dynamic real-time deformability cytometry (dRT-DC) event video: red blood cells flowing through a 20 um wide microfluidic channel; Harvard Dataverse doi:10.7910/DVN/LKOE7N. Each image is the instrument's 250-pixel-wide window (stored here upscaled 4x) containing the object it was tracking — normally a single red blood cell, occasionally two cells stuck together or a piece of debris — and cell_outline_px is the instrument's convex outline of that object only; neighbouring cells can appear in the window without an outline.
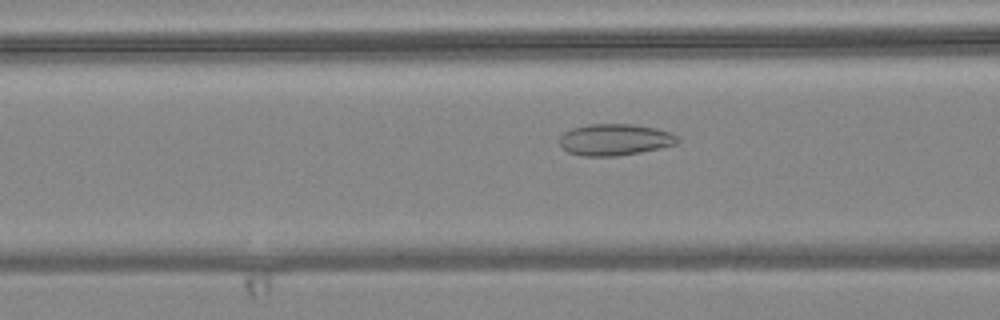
{"species": "common noctule bat (a hibernating species)", "species_latin": "Nyctalus noctula", "temperature_condition": "warm", "stored_images_in_passage": 56, "camera_frame_rate_fps": 3000, "um_per_image_px": 0.085, "animal": {"sex": "female", "body_mass_g": 24.6, "forearm_length_mm": 56.2}, "frame": {"image": 1, "passage_image": 22, "time_ms": 7.0, "image_size_px": [1000, 320], "cell_outline_px": [[680, 140], [676, 144], [660, 148], [640, 152], [616, 156], [584, 156], [568, 152], [560, 144], [560, 136], [564, 132], [572, 128], [588, 124], [632, 124], [656, 128], [672, 132], [680, 136]], "centroid_in_image_um": [52.3, 11.86], "position_along_channel_um": 114.3, "area_um2": 21.79}}
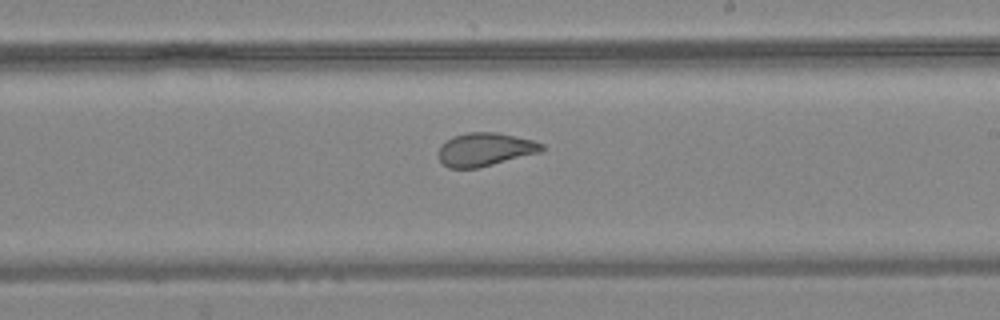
{"frame": {"image": 2, "passage_image": 33, "time_ms": 10.667, "image_size_px": [1000, 320], "cell_outline_px": [[544, 148], [540, 152], [476, 168], [448, 168], [436, 156], [436, 152], [440, 144], [452, 136], [468, 132], [496, 132], [516, 136], [532, 140], [544, 144]], "centroid_in_image_um": [41.16, 12.69], "position_along_channel_um": 247.8, "area_um2": 20.11}}
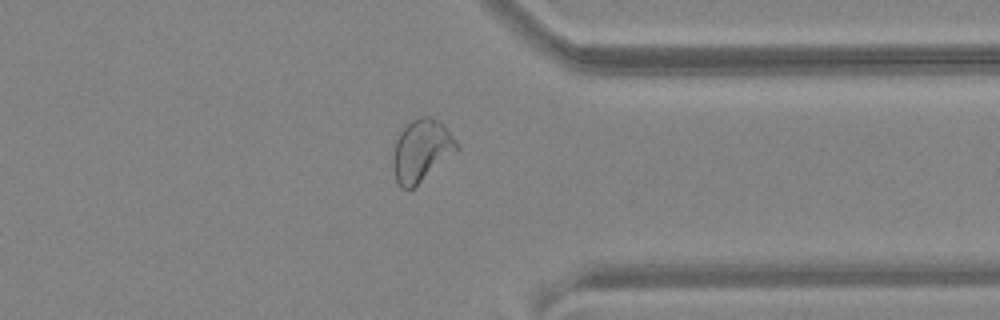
{"frame": {"image": 3, "passage_image": 44, "time_ms": 14.333, "image_size_px": [1000, 320], "cell_outline_px": [[460, 148], [412, 188], [400, 188], [396, 180], [392, 168], [392, 156], [396, 140], [400, 128], [408, 120], [420, 116], [432, 116], [440, 120], [444, 124]], "centroid_in_image_um": [35.77, 12.73], "position_along_channel_um": 375.6, "area_um2": 23.24}, "authors_computed_cell_mechanics": {"area_um2": 24.7962, "velocity_mm_per_s": 3.6476, "shape_relaxation_time_tau1_ms": null, "shape_relaxation_time_tau2_ms": 1.0932, "deformation_change_tau1": null, "deformation_change_tau2": 0.0712}}